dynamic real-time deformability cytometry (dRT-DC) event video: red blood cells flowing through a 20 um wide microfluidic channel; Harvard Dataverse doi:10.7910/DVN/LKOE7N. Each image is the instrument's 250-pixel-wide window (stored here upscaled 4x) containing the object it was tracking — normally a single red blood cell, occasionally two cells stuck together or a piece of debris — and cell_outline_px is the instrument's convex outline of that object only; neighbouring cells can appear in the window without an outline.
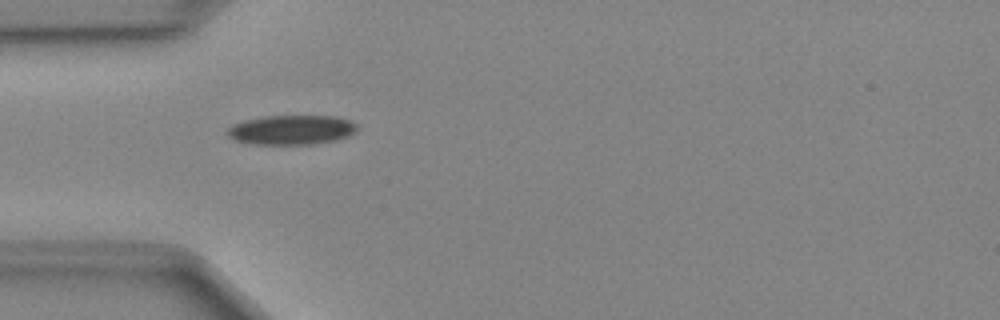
{"species": "Egyptian fruit bat (a non-hibernating species)", "species_latin": "Rousettus aegyptiacus", "temperature_condition": "cold", "stored_images_in_passage": 37, "camera_frame_rate_fps": 3000, "um_per_image_px": 0.085, "animal": {"sex": "female"}, "frame": {"image": 1, "passage_image": 3, "time_ms": 0.667, "image_size_px": [1000, 320], "cell_outline_px": [[360, 128], [356, 132], [348, 136], [336, 140], [312, 144], [252, 144], [236, 140], [228, 136], [224, 132], [232, 124], [244, 120], [264, 116], [336, 116], [352, 120]], "centroid_in_image_um": [24.8, 11.03], "position_along_channel_um": 60.2, "area_um2": 22.6}}
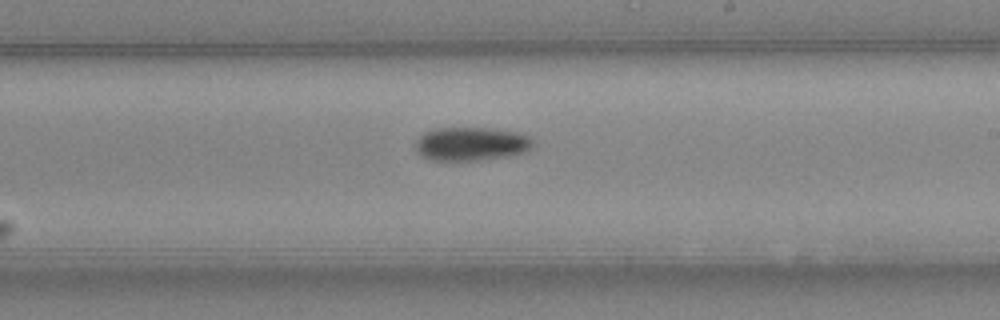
{"frame": {"image": 2, "passage_image": 17, "time_ms": 5.333, "image_size_px": [1000, 320], "cell_outline_px": [[532, 144], [524, 152], [504, 156], [476, 160], [432, 160], [420, 156], [416, 152], [416, 140], [424, 132], [436, 128], [488, 128], [520, 132], [528, 136], [532, 140]], "centroid_in_image_um": [39.99, 12.22], "position_along_channel_um": 249.0, "area_um2": 22.77}}
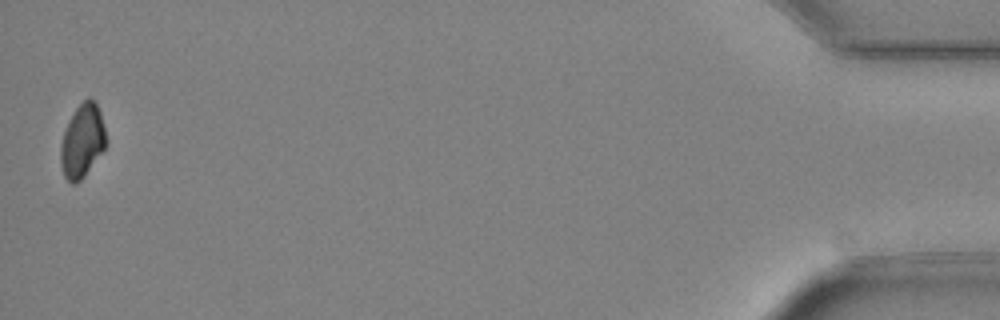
{"frame": {"image": 3, "passage_image": 37, "time_ms": 12.0, "image_size_px": [1000, 320], "cell_outline_px": [[108, 144], [84, 176], [76, 184], [72, 184], [64, 176], [60, 164], [60, 144], [64, 132], [76, 108], [88, 96], [96, 104], [100, 112], [108, 140]], "centroid_in_image_um": [7.01, 12.01], "position_along_channel_um": 428.2, "area_um2": 19.36}}